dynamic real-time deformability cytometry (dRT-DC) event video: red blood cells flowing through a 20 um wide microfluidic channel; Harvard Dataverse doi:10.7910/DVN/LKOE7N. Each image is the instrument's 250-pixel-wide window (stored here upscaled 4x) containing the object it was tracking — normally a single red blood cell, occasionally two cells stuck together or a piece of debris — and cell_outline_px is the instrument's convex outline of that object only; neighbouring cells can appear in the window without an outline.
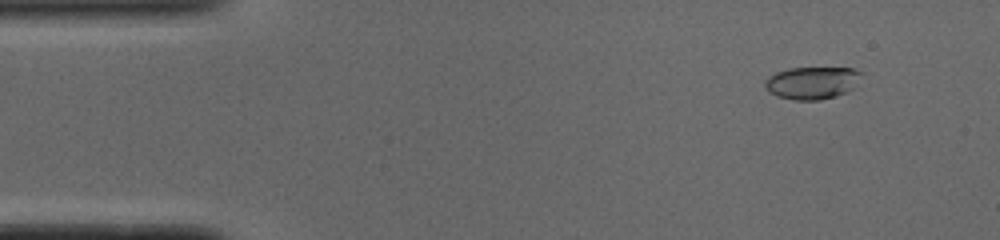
{"species": "common noctule bat (a hibernating species)", "species_latin": "Nyctalus noctula", "temperature_condition": "cold", "stored_images_in_passage": 51, "camera_frame_rate_fps": 3000, "um_per_image_px": 0.085, "animal": {"sex": "male", "body_mass_g": 19.0, "forearm_length_mm": 50.8}, "frame": {"image": 1, "passage_image": 5, "time_ms": 1.333, "image_size_px": [1000, 240], "cell_outline_px": [[860, 72], [852, 88], [848, 92], [836, 96], [820, 100], [792, 100], [768, 92], [764, 84], [764, 80], [776, 72], [788, 68], [852, 68]], "centroid_in_image_um": [68.96, 7.05], "position_along_channel_um": 16.0, "area_um2": 17.98}}
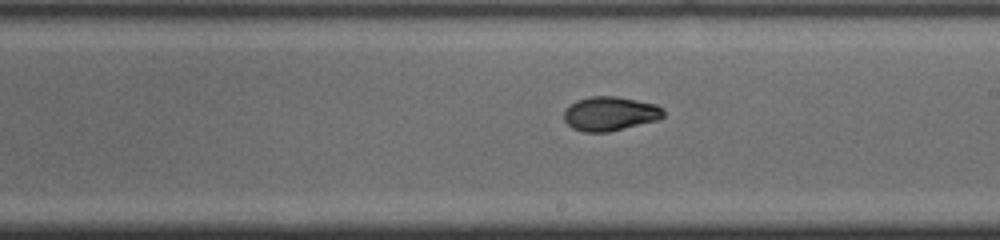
{"frame": {"image": 2, "passage_image": 29, "time_ms": 9.333, "image_size_px": [1000, 240], "cell_outline_px": [[664, 116], [656, 120], [608, 132], [584, 132], [572, 128], [564, 120], [564, 112], [576, 100], [592, 96], [616, 96], [656, 104], [664, 108]], "centroid_in_image_um": [51.86, 9.66], "position_along_channel_um": 237.1, "area_um2": 19.65}}
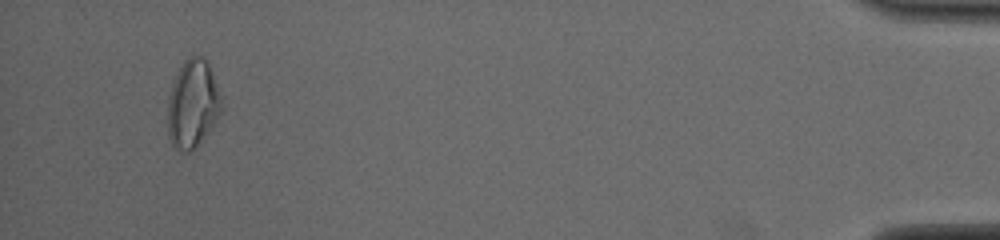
{"frame": {"image": 3, "passage_image": 49, "time_ms": 16.0, "image_size_px": [1000, 240], "cell_outline_px": [[224, 108], [208, 132], [188, 152], [176, 148], [172, 144], [168, 136], [168, 96], [172, 84], [184, 60], [188, 56], [204, 56], [208, 60]], "centroid_in_image_um": [16.38, 8.79], "position_along_channel_um": 418.8, "area_um2": 27.28}, "authors_computed_cell_mechanics": {"area_um2": 19.652, "velocity_mm_per_s": 3.9047, "shape_relaxation_time_tau1_ms": 5.3526, "shape_relaxation_time_tau2_ms": 2.2031, "deformation_change_tau1": 0.1822, "deformation_change_tau2": 0.053}}